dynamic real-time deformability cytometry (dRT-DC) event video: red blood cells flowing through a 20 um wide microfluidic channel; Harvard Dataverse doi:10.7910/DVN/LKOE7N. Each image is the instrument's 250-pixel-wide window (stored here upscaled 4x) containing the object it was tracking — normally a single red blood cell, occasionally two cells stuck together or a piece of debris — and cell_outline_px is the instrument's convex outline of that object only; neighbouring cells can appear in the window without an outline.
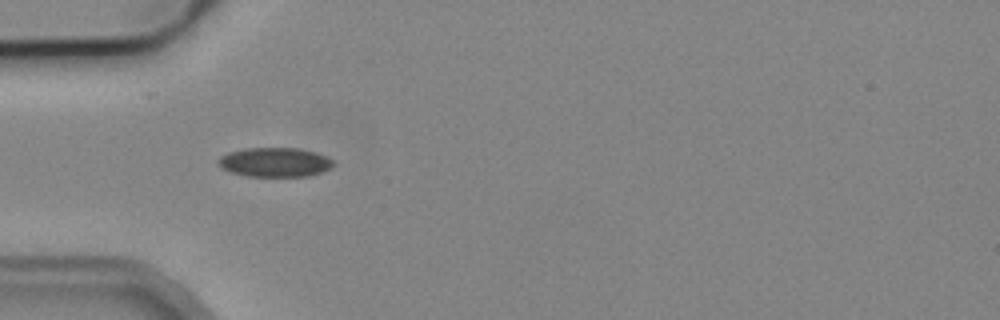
{"species": "common noctule bat (a hibernating species)", "species_latin": "Nyctalus noctula", "temperature_condition": "cold", "stored_images_in_passage": 2, "camera_frame_rate_fps": 3000, "um_per_image_px": 0.085, "animal": {"sex": "male", "body_mass_g": 19.2, "forearm_length_mm": 51.8}, "frame": {"image": 1, "passage_image": 1, "time_ms": 0.0, "image_size_px": [1000, 320], "cell_outline_px": [[336, 164], [332, 168], [308, 176], [248, 176], [232, 172], [220, 168], [216, 164], [216, 160], [220, 156], [228, 152], [244, 148], [296, 148], [316, 152], [332, 160]], "centroid_in_image_um": [23.32, 13.78], "position_along_channel_um": 61.7, "area_um2": 19.77}}